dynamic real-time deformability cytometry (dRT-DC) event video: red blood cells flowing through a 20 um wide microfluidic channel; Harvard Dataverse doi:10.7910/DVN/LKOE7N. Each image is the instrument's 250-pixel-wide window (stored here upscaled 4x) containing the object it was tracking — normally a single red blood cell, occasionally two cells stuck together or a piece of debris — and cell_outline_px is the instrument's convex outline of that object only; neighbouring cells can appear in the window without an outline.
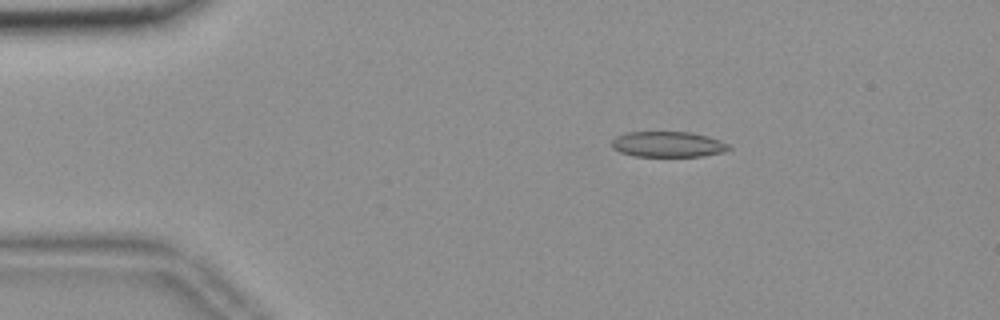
{"species": "common noctule bat (a hibernating species)", "species_latin": "Nyctalus noctula", "temperature_condition": "room temperature", "stored_images_in_passage": 54, "camera_frame_rate_fps": 3000, "um_per_image_px": 0.085, "animal": {"sex": "female", "body_mass_g": 18.4}, "frame": {"image": 1, "passage_image": 9, "time_ms": 2.667, "image_size_px": [1000, 320], "cell_outline_px": [[732, 148], [724, 152], [700, 156], [636, 156], [620, 152], [612, 148], [612, 140], [616, 136], [624, 132], [692, 132], [708, 136], [720, 140], [728, 144]], "centroid_in_image_um": [56.77, 12.26], "position_along_channel_um": 28.2, "area_um2": 17.51}}
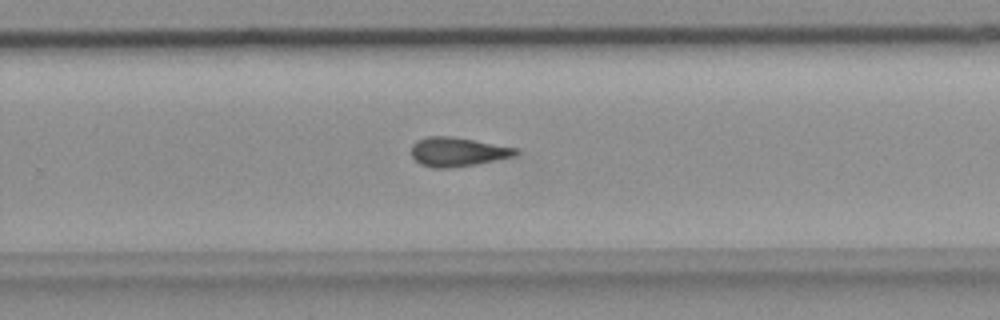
{"frame": {"image": 2, "passage_image": 35, "time_ms": 11.333, "image_size_px": [1000, 320], "cell_outline_px": [[520, 152], [516, 156], [476, 164], [448, 168], [432, 168], [420, 164], [412, 156], [412, 144], [416, 140], [428, 136], [452, 136], [516, 148]], "centroid_in_image_um": [38.88, 12.91], "position_along_channel_um": 290.9, "area_um2": 17.69}}
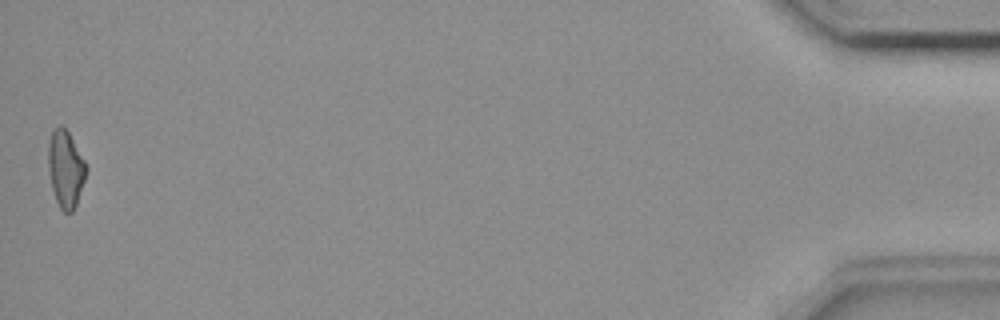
{"frame": {"image": 3, "passage_image": 54, "time_ms": 17.667, "image_size_px": [1000, 320], "cell_outline_px": [[88, 168], [76, 204], [72, 212], [64, 212], [60, 208], [56, 200], [52, 188], [48, 168], [48, 144], [52, 132], [60, 124], [68, 132], [84, 160]], "centroid_in_image_um": [5.57, 14.36], "position_along_channel_um": 429.6, "area_um2": 16.7}, "authors_computed_cell_mechanics": {"area_um2": 17.5423, "velocity_mm_per_s": 3.7033, "shape_relaxation_time_tau1_ms": null, "shape_relaxation_time_tau2_ms": 5.9005, "deformation_change_tau1": null, "deformation_change_tau2": 0.1399}}